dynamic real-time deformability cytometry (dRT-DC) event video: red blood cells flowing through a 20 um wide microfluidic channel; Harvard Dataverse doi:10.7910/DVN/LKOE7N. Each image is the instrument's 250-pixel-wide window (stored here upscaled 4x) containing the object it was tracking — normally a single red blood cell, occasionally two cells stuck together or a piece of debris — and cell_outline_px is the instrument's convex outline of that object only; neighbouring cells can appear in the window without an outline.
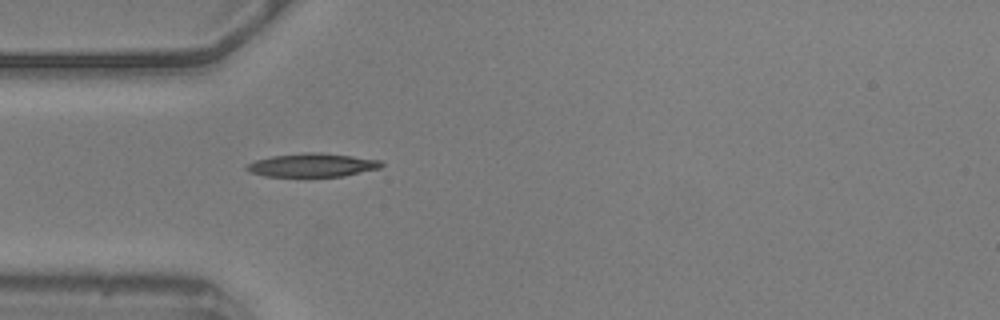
{"species": "common noctule bat (a hibernating species)", "species_latin": "Nyctalus noctula", "temperature_condition": "warm", "stored_images_in_passage": 15, "camera_frame_rate_fps": 3000, "um_per_image_px": 0.085, "animal": {"sex": "male", "body_mass_g": 20.5, "forearm_length_mm": 52.5}, "frame": {"image": 1, "passage_image": 1, "time_ms": 0.0, "image_size_px": [1000, 320], "cell_outline_px": [[384, 164], [380, 168], [344, 176], [264, 176], [252, 172], [244, 168], [248, 164], [256, 160], [272, 156], [304, 152], [320, 152], [352, 156], [380, 160]], "centroid_in_image_um": [26.57, 14.02], "position_along_channel_um": 58.4, "area_um2": 18.32}}
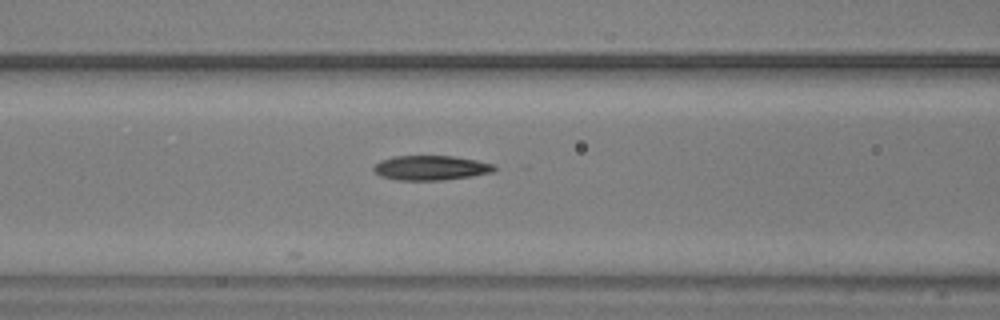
{"frame": {"image": 2, "passage_image": 7, "time_ms": 2.0, "image_size_px": [1000, 320], "cell_outline_px": [[496, 168], [492, 172], [472, 176], [440, 180], [396, 180], [380, 176], [372, 168], [380, 160], [392, 156], [452, 156], [476, 160], [496, 164]], "centroid_in_image_um": [36.61, 14.26], "position_along_channel_um": 130.0, "area_um2": 17.34}}